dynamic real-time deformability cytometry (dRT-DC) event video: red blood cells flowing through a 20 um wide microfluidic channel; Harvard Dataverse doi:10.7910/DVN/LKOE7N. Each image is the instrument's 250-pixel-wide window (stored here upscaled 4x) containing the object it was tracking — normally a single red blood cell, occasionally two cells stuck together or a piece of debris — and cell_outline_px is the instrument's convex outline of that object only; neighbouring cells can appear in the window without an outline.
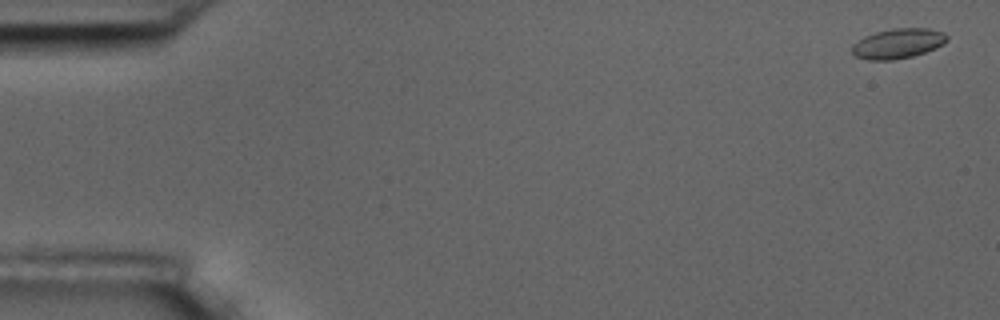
{"species": "common noctule bat (a hibernating species)", "species_latin": "Nyctalus noctula", "temperature_condition": "room temperature", "stored_images_in_passage": 4, "camera_frame_rate_fps": 3000, "um_per_image_px": 0.085, "animal": {"sex": "male", "body_mass_g": 17.5, "forearm_length_mm": 52.3}, "frame": {"image": 1, "passage_image": 1, "time_ms": 0.0, "image_size_px": [1000, 320], "cell_outline_px": [[948, 40], [944, 44], [936, 48], [912, 56], [892, 60], [868, 60], [856, 56], [852, 52], [852, 44], [864, 36], [876, 32], [892, 28], [928, 28], [944, 32], [948, 36]], "centroid_in_image_um": [76.34, 3.69], "position_along_channel_um": 8.7, "area_um2": 16.65}}